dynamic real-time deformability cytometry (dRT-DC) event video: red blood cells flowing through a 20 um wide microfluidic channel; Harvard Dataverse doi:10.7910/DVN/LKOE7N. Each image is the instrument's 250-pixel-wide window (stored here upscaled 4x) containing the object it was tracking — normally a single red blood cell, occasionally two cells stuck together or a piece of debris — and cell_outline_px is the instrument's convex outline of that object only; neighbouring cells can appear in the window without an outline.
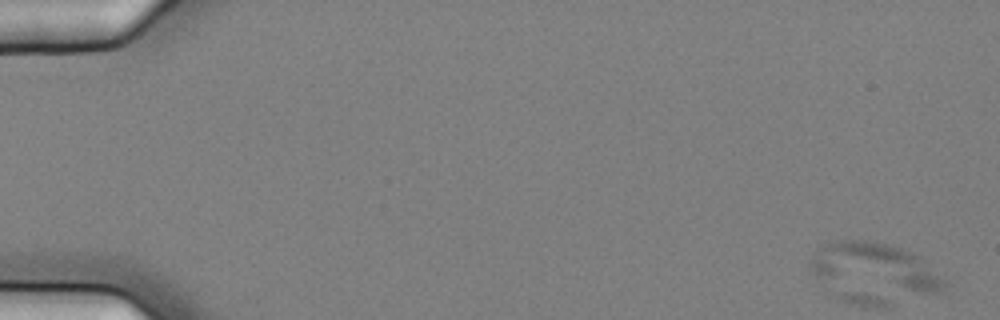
{"species": "common noctule bat (a hibernating species)", "species_latin": "Nyctalus noctula", "temperature_condition": "cold", "stored_images_in_passage": 10, "camera_frame_rate_fps": 3000, "um_per_image_px": 0.085, "animal": {"sex": "female", "body_mass_g": 25.1}, "frame": {"image": 1, "passage_image": 1, "time_ms": 0.0, "image_size_px": [1000, 320], "cell_outline_px": [[948, 280], [944, 288], [940, 292], [920, 292], [816, 276], [808, 268], [808, 260], [816, 248], [824, 244], [836, 240], [868, 240], [888, 244], [900, 248], [916, 256]], "centroid_in_image_um": [74.36, 22.6], "position_along_channel_um": 10.6, "area_um2": 35.14}}
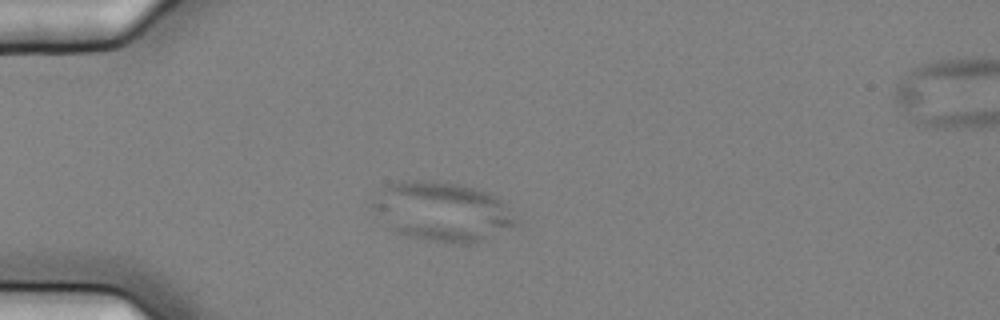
{"frame": {"image": 2, "passage_image": 5, "time_ms": 1.333, "image_size_px": [1000, 320], "cell_outline_px": [[520, 224], [484, 240], [468, 244], [448, 244], [416, 240], [392, 232], [368, 204], [368, 200], [388, 184], [412, 180], [420, 180], [460, 184], [492, 192], [504, 200]], "centroid_in_image_um": [37.58, 18.01], "position_along_channel_um": 47.4, "area_um2": 50.98}}
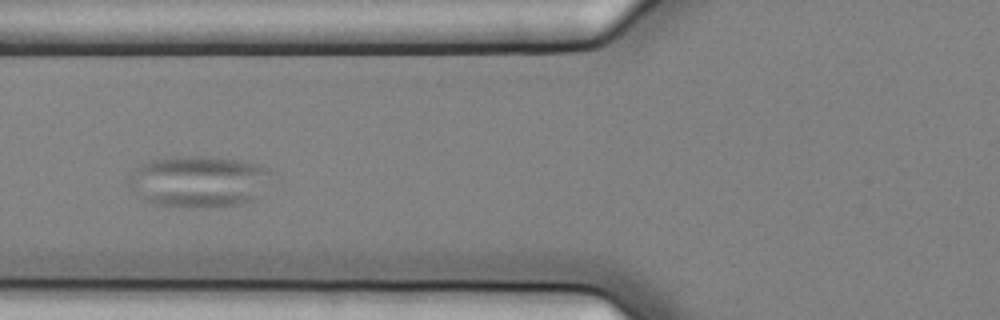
{"frame": {"image": 3, "passage_image": 7, "time_ms": 2.0, "image_size_px": [1000, 320], "cell_outline_px": [[276, 172], [252, 200], [240, 204], [212, 208], [192, 208], [152, 204], [136, 196], [128, 188], [128, 176], [140, 164], [152, 160], [172, 156], [208, 156], [240, 160], [260, 164]], "centroid_in_image_um": [16.85, 15.42], "position_along_channel_um": 108.9, "area_um2": 43.7}}